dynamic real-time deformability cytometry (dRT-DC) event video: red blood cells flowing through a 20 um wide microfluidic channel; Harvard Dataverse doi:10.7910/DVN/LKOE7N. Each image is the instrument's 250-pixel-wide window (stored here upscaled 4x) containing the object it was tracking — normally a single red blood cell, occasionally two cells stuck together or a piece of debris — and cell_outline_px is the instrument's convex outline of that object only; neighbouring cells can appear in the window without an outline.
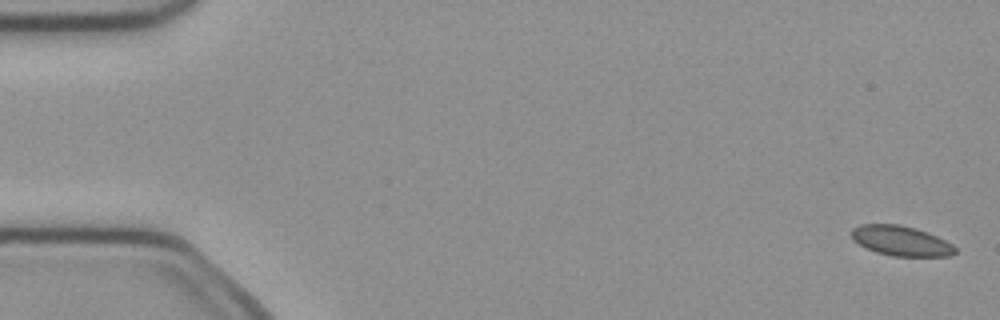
{"species": "common noctule bat (a hibernating species)", "species_latin": "Nyctalus noctula", "temperature_condition": "cold", "stored_images_in_passage": 5, "camera_frame_rate_fps": 3000, "um_per_image_px": 0.085, "animal": {"sex": "female", "body_mass_g": 21.9}, "frame": {"image": 1, "passage_image": 1, "time_ms": 0.0, "image_size_px": [1000, 320], "cell_outline_px": [[956, 252], [952, 256], [892, 256], [876, 252], [852, 240], [852, 228], [860, 224], [900, 224], [916, 228], [928, 232], [952, 244], [956, 248]], "centroid_in_image_um": [76.59, 20.46], "position_along_channel_um": 8.4, "area_um2": 18.09}}